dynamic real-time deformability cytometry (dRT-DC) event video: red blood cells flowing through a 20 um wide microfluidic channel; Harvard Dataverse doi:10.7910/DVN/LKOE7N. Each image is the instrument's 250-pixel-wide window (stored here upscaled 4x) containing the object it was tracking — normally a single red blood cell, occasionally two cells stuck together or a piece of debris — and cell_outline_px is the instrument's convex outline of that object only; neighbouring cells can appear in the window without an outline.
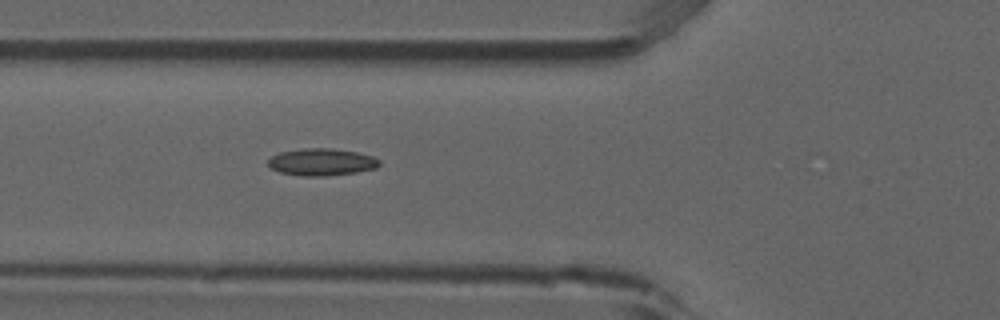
{"species": "common noctule bat (a hibernating species)", "species_latin": "Nyctalus noctula", "temperature_condition": "room temperature", "stored_images_in_passage": 5, "camera_frame_rate_fps": 3000, "um_per_image_px": 0.085, "animal": {"sex": "male", "forearm_length_mm": 52.5}, "frame": {"image": 1, "passage_image": 5, "time_ms": 1.333, "image_size_px": [1000, 320], "cell_outline_px": [[380, 164], [376, 168], [356, 172], [324, 176], [308, 176], [280, 172], [272, 168], [268, 164], [268, 160], [272, 156], [280, 152], [304, 148], [332, 148], [356, 152], [372, 156], [380, 160]], "centroid_in_image_um": [27.35, 13.76], "position_along_channel_um": 98.4, "area_um2": 17.4}}